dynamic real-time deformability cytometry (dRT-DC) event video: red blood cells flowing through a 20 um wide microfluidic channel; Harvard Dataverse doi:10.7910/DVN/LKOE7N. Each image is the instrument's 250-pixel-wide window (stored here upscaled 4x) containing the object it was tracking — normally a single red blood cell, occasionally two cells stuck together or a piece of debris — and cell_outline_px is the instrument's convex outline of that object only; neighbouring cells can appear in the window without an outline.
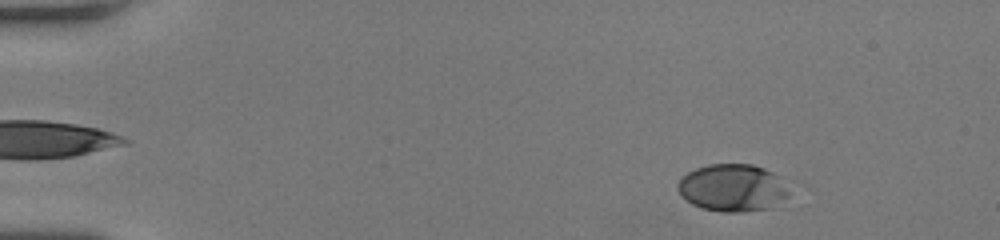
{"species": "human", "species_latin": "Homo sapiens", "temperature_condition": "room temperature", "stored_images_in_passage": 46, "camera_frame_rate_fps": 3000, "um_per_image_px": 0.085, "donor": {"sex": "female"}, "frame": {"image": 1, "passage_image": 1, "time_ms": 0.0, "image_size_px": [1000, 240], "cell_outline_px": [[796, 184], [788, 196], [776, 208], [744, 212], [720, 212], [700, 208], [692, 204], [680, 196], [676, 188], [676, 184], [680, 176], [696, 168], [708, 164], [752, 164], [764, 168], [792, 180]], "centroid_in_image_um": [62.39, 15.97], "position_along_channel_um": 22.6, "area_um2": 32.48}}
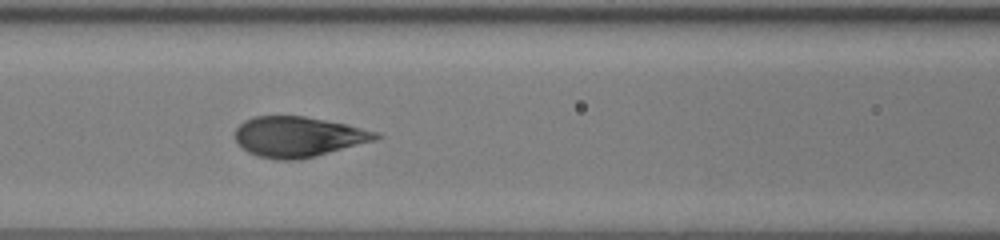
{"frame": {"image": 2, "passage_image": 18, "time_ms": 5.667, "image_size_px": [1000, 240], "cell_outline_px": [[384, 136], [376, 140], [300, 160], [276, 160], [260, 156], [248, 152], [240, 148], [236, 140], [236, 128], [244, 120], [256, 116], [304, 116], [348, 124], [380, 132]], "centroid_in_image_um": [25.38, 11.62], "position_along_channel_um": 141.2, "area_um2": 33.29}}
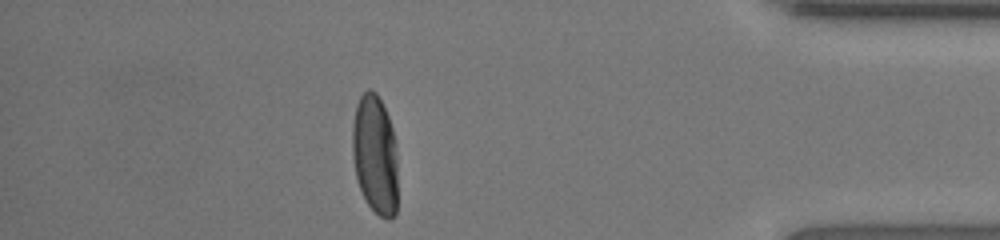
{"frame": {"image": 3, "passage_image": 40, "time_ms": 13.0, "image_size_px": [1000, 240], "cell_outline_px": [[396, 212], [388, 220], [380, 216], [368, 204], [360, 188], [356, 176], [352, 156], [352, 128], [356, 104], [360, 96], [368, 88], [376, 92], [388, 116], [392, 128], [396, 144]], "centroid_in_image_um": [31.86, 13.11], "position_along_channel_um": 403.3, "area_um2": 31.44}, "authors_computed_cell_mechanics": {"area_um2": 32.5703, "velocity_mm_per_s": 4.061, "shape_relaxation_time_tau1_ms": 3.1345, "shape_relaxation_time_tau2_ms": null, "deformation_change_tau1": 0.1919, "deformation_change_tau2": null}}